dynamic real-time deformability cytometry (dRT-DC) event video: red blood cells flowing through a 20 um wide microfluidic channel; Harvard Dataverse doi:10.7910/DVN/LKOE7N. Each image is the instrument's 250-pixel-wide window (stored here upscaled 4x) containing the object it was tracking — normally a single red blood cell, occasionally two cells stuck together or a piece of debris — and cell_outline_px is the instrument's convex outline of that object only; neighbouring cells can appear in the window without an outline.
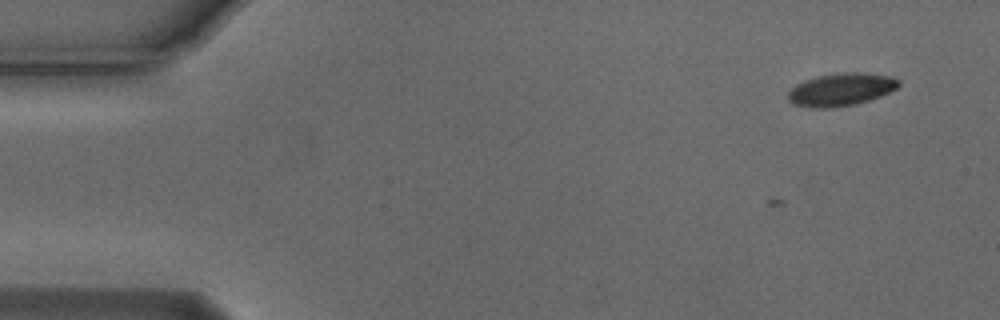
{"species": "Egyptian fruit bat (a non-hibernating species)", "species_latin": "Rousettus aegyptiacus", "temperature_condition": "cold", "stored_images_in_passage": 10, "camera_frame_rate_fps": 3000, "um_per_image_px": 0.085, "animal": {"sex": "male"}, "frame": {"image": 1, "passage_image": 3, "time_ms": 0.667, "image_size_px": [1000, 320], "cell_outline_px": [[900, 84], [896, 88], [880, 96], [856, 104], [828, 108], [812, 108], [792, 104], [788, 100], [788, 92], [796, 84], [816, 76], [844, 72], [856, 72], [892, 76], [900, 80]], "centroid_in_image_um": [71.47, 7.61], "position_along_channel_um": 13.5, "area_um2": 21.04}}
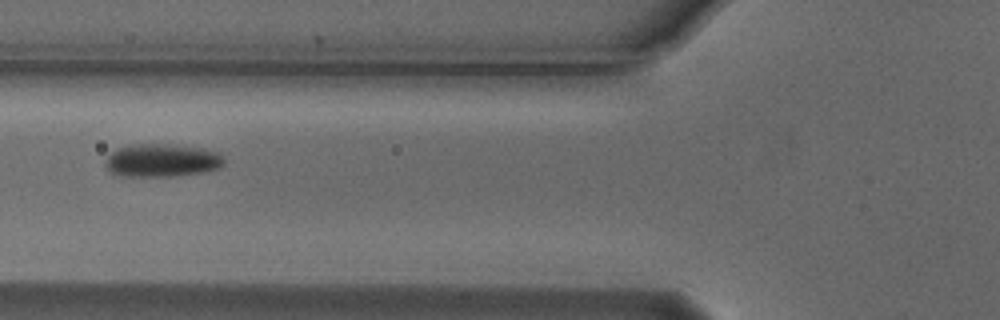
{"frame": {"image": 2, "passage_image": 7, "time_ms": 2.0, "image_size_px": [1000, 320], "cell_outline_px": [[224, 164], [220, 168], [204, 172], [172, 176], [120, 176], [108, 172], [104, 164], [104, 160], [116, 148], [136, 144], [164, 144], [200, 148], [220, 152], [224, 156]], "centroid_in_image_um": [13.75, 13.64], "position_along_channel_um": 112.1, "area_um2": 23.06}}
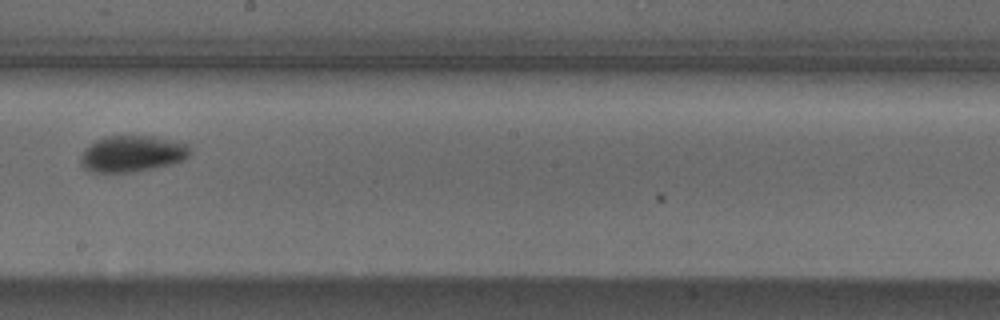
{"frame": {"image": 3, "passage_image": 10, "time_ms": 3.0, "image_size_px": [1000, 320], "cell_outline_px": [[188, 156], [184, 160], [168, 164], [132, 172], [88, 172], [80, 164], [80, 156], [84, 148], [96, 140], [104, 136], [156, 136], [188, 144]], "centroid_in_image_um": [11.16, 13.06], "position_along_channel_um": 237.0, "area_um2": 23.06}}